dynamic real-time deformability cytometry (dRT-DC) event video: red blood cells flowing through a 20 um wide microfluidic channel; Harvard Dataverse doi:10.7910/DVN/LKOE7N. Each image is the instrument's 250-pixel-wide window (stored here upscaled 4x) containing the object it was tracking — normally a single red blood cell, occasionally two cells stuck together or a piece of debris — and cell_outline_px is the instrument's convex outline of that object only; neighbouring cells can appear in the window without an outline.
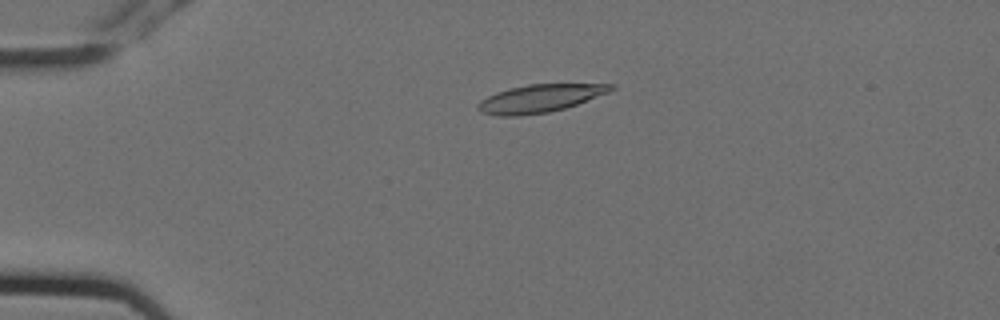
{"species": "Egyptian fruit bat (a non-hibernating species)", "species_latin": "Rousettus aegyptiacus", "temperature_condition": "cold", "stored_images_in_passage": 6, "camera_frame_rate_fps": 3000, "um_per_image_px": 0.085, "animal": {"sex": "female"}, "frame": {"image": 1, "passage_image": 4, "time_ms": 1.0, "image_size_px": [1000, 320], "cell_outline_px": [[616, 88], [608, 92], [576, 104], [564, 108], [548, 112], [520, 116], [496, 116], [480, 112], [476, 108], [476, 104], [480, 100], [496, 92], [508, 88], [528, 84], [616, 84]], "centroid_in_image_um": [45.83, 8.37], "position_along_channel_um": 39.2, "area_um2": 21.62}}